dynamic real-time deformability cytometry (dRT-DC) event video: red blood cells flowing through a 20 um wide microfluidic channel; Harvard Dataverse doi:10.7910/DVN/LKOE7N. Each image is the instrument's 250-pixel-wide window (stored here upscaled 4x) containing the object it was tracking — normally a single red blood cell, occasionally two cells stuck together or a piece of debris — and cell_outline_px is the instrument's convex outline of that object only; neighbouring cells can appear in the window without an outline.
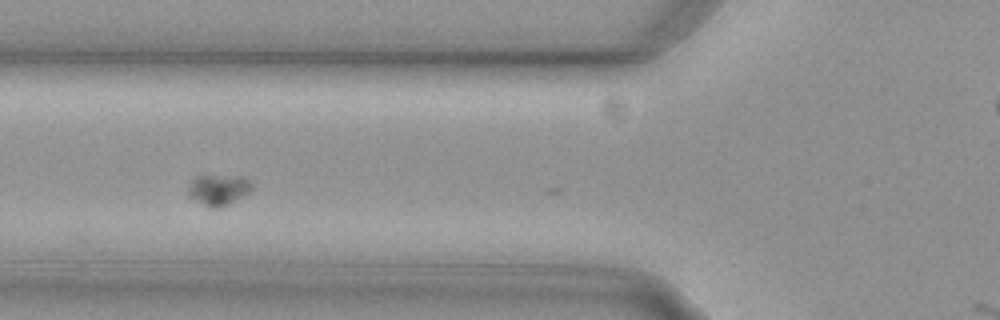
{"species": "common noctule bat (a hibernating species)", "species_latin": "Nyctalus noctula", "temperature_condition": "cold", "stored_images_in_passage": 4, "camera_frame_rate_fps": 3000, "um_per_image_px": 0.085, "animal": {"sex": "female", "body_mass_g": 29.2, "forearm_length_mm": 56.3}, "frame": {"image": 1, "passage_image": 3, "time_ms": 0.667, "image_size_px": [1000, 320], "cell_outline_px": [[252, 188], [248, 192], [236, 200], [220, 208], [208, 208], [188, 196], [188, 188], [192, 180], [196, 176], [240, 176], [248, 180], [252, 184]], "centroid_in_image_um": [18.54, 16.15], "position_along_channel_um": 107.3, "area_um2": 11.33}}